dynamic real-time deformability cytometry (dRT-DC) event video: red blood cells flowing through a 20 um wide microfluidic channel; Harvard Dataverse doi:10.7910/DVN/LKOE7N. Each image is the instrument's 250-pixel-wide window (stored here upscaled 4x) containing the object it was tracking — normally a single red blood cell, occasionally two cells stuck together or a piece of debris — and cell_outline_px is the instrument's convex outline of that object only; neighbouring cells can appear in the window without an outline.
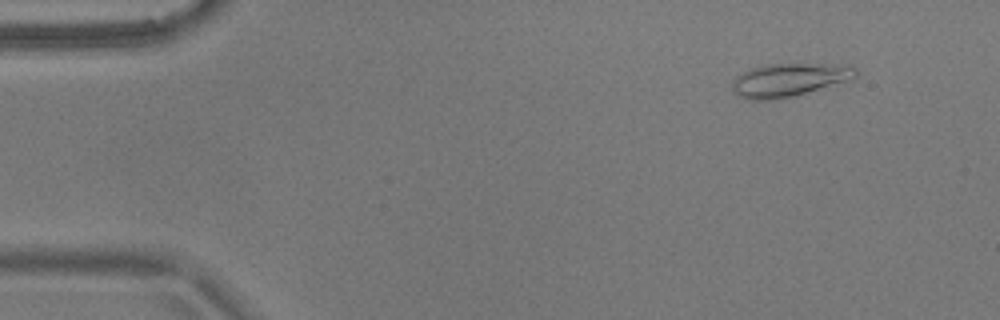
{"species": "common noctule bat (a hibernating species)", "species_latin": "Nyctalus noctula", "temperature_condition": "warm", "stored_images_in_passage": 55, "camera_frame_rate_fps": 3000, "um_per_image_px": 0.085, "animal": {"sex": "male", "body_mass_g": 17.9}, "frame": {"image": 1, "passage_image": 6, "time_ms": 1.667, "image_size_px": [1000, 320], "cell_outline_px": [[856, 76], [796, 96], [768, 100], [748, 100], [732, 92], [732, 80], [736, 76], [748, 68], [764, 64], [820, 64], [856, 68]], "centroid_in_image_um": [66.9, 6.8], "position_along_channel_um": 18.1, "area_um2": 23.47}}
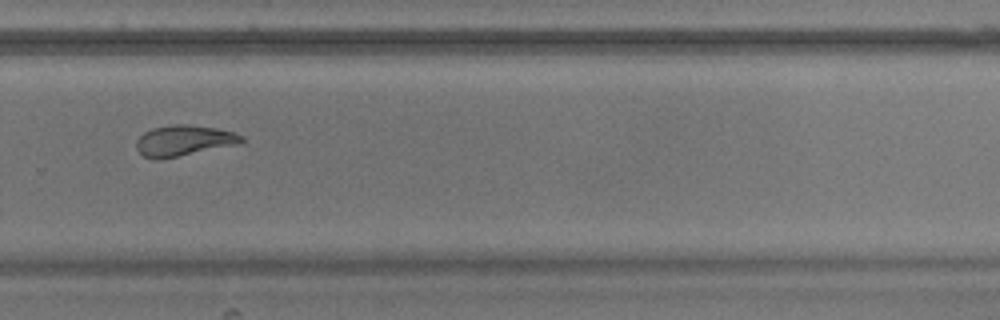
{"frame": {"image": 2, "passage_image": 38, "time_ms": 12.333, "image_size_px": [1000, 320], "cell_outline_px": [[244, 140], [240, 144], [160, 160], [156, 160], [144, 156], [136, 148], [136, 140], [144, 132], [152, 128], [176, 124], [184, 124], [216, 128], [232, 132], [244, 136]], "centroid_in_image_um": [15.62, 11.96], "position_along_channel_um": 314.2, "area_um2": 18.9}}
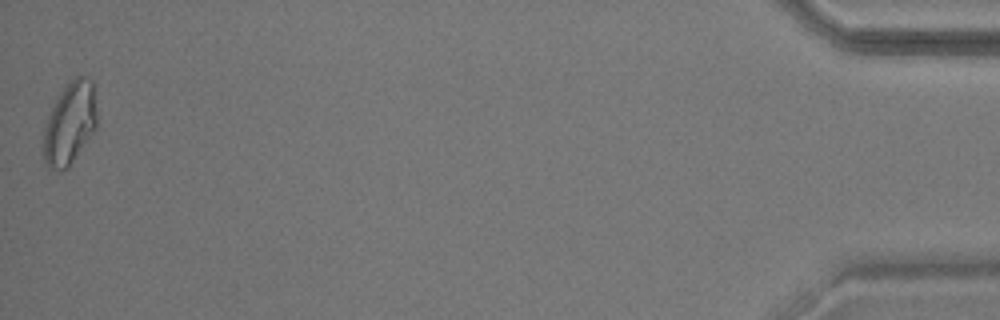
{"frame": {"image": 3, "passage_image": 55, "time_ms": 18.0, "image_size_px": [1000, 320], "cell_outline_px": [[96, 128], [68, 168], [60, 172], [48, 168], [44, 164], [44, 128], [48, 116], [60, 92], [76, 76], [84, 76], [92, 80], [96, 112]], "centroid_in_image_um": [5.92, 10.53], "position_along_channel_um": 429.3, "area_um2": 25.37}, "authors_computed_cell_mechanics": {"area_um2": 20.8658, "velocity_mm_per_s": 3.6623, "shape_relaxation_time_tau1_ms": 4.9774, "shape_relaxation_time_tau2_ms": 2.4601, "deformation_change_tau1": 0.159, "deformation_change_tau2": 0.0967}}